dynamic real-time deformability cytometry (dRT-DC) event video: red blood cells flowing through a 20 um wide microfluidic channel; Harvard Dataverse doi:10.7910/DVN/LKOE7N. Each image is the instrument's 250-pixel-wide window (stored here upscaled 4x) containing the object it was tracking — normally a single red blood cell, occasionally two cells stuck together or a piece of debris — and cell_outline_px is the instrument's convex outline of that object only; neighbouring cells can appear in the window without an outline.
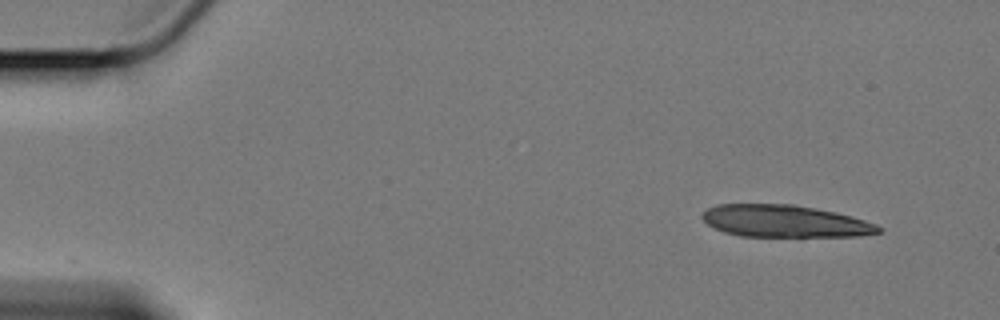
{"species": "Egyptian fruit bat (a non-hibernating species)", "species_latin": "Rousettus aegyptiacus", "temperature_condition": "cold", "stored_images_in_passage": 14, "camera_frame_rate_fps": 3000, "um_per_image_px": 0.085, "animal": {"sex": "female"}, "frame": {"image": 1, "passage_image": 1, "time_ms": 0.0, "image_size_px": [1000, 320], "cell_outline_px": [[884, 228], [880, 232], [860, 236], [740, 236], [724, 232], [708, 224], [700, 216], [708, 208], [716, 204], [792, 204], [836, 212], [864, 220], [876, 224]], "centroid_in_image_um": [66.71, 18.8], "position_along_channel_um": 18.3, "area_um2": 32.89}}